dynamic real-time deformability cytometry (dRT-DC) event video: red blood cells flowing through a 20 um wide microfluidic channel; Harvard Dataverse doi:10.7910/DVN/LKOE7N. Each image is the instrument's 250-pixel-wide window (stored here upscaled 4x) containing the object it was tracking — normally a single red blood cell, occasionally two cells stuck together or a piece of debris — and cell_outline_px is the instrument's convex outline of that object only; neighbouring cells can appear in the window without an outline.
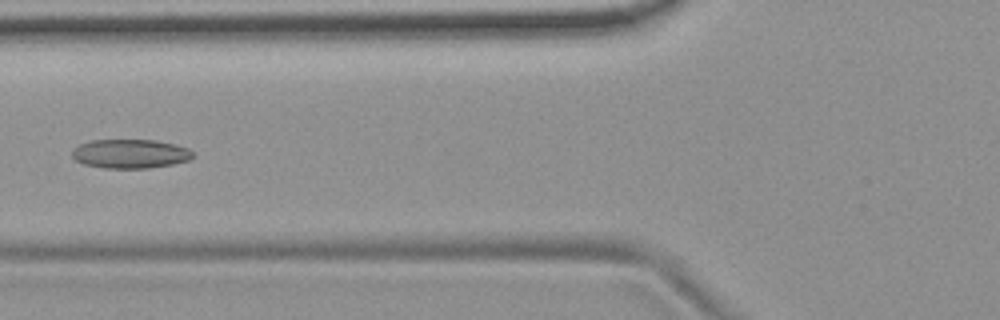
{"species": "common noctule bat (a hibernating species)", "species_latin": "Nyctalus noctula", "temperature_condition": "room temperature", "stored_images_in_passage": 3, "camera_frame_rate_fps": 3000, "um_per_image_px": 0.085, "animal": {"sex": "female", "body_mass_g": 19.9}, "frame": {"image": 1, "passage_image": 3, "time_ms": 0.667, "image_size_px": [1000, 320], "cell_outline_px": [[196, 156], [188, 160], [172, 164], [148, 168], [104, 168], [84, 164], [76, 160], [72, 156], [72, 148], [80, 144], [92, 140], [156, 140], [176, 144], [188, 148]], "centroid_in_image_um": [11.08, 13.06], "position_along_channel_um": 114.7, "area_um2": 20.52}}